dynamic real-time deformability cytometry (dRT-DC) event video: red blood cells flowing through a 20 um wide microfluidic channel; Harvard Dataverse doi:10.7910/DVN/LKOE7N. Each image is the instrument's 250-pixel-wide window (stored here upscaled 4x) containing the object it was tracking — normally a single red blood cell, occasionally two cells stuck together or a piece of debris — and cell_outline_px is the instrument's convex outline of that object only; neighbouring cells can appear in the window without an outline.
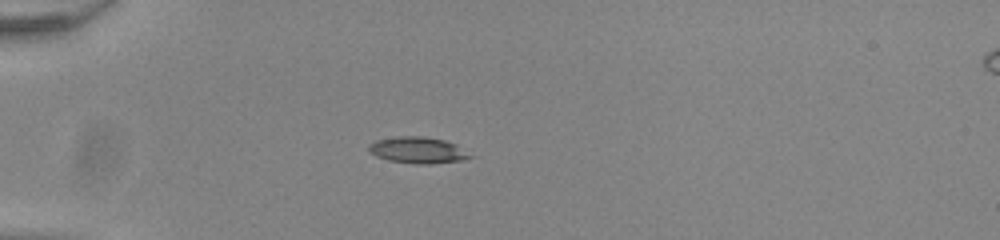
{"species": "common noctule bat (a hibernating species)", "species_latin": "Nyctalus noctula", "temperature_condition": "room temperature", "stored_images_in_passage": 39, "camera_frame_rate_fps": 3000, "um_per_image_px": 0.085, "animal": {"sex": "male", "body_mass_g": 20.0, "forearm_length_mm": 53.3}, "frame": {"image": 1, "passage_image": 1, "time_ms": 0.0, "image_size_px": [1000, 240], "cell_outline_px": [[476, 156], [464, 160], [432, 164], [416, 164], [388, 160], [376, 156], [368, 152], [368, 144], [376, 140], [396, 136], [424, 136], [444, 140], [456, 144]], "centroid_in_image_um": [35.54, 12.76], "position_along_channel_um": 49.5, "area_um2": 15.9}}
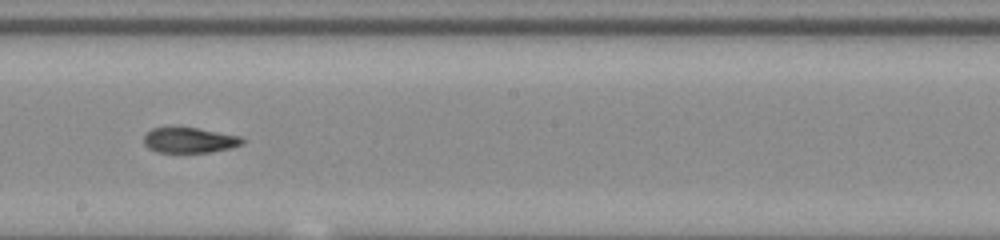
{"frame": {"image": 2, "passage_image": 17, "time_ms": 5.333, "image_size_px": [1000, 240], "cell_outline_px": [[244, 140], [240, 144], [232, 148], [208, 152], [156, 152], [148, 148], [144, 144], [144, 136], [152, 128], [196, 128], [240, 136]], "centroid_in_image_um": [16.08, 11.93], "position_along_channel_um": 232.1, "area_um2": 14.28}}
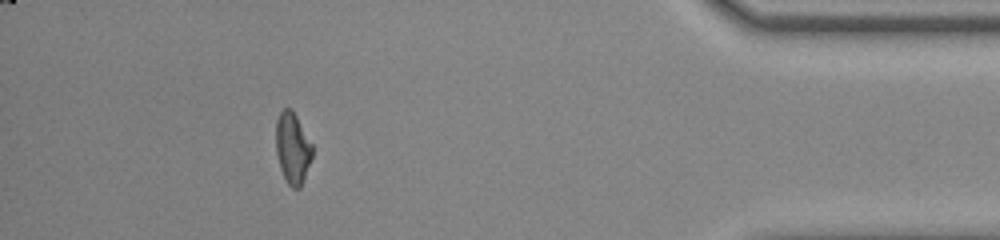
{"frame": {"image": 3, "passage_image": 34, "time_ms": 11.0, "image_size_px": [1000, 240], "cell_outline_px": [[312, 156], [300, 188], [292, 188], [288, 184], [280, 168], [276, 152], [276, 120], [280, 112], [284, 108], [292, 108], [312, 144]], "centroid_in_image_um": [24.86, 12.56], "position_along_channel_um": 410.3, "area_um2": 14.97}, "authors_computed_cell_mechanics": {"area_um2": 15.3748, "velocity_mm_per_s": 3.9128, "shape_relaxation_time_tau1_ms": null, "shape_relaxation_time_tau2_ms": 1.7223, "deformation_change_tau1": null, "deformation_change_tau2": 0.0642}}